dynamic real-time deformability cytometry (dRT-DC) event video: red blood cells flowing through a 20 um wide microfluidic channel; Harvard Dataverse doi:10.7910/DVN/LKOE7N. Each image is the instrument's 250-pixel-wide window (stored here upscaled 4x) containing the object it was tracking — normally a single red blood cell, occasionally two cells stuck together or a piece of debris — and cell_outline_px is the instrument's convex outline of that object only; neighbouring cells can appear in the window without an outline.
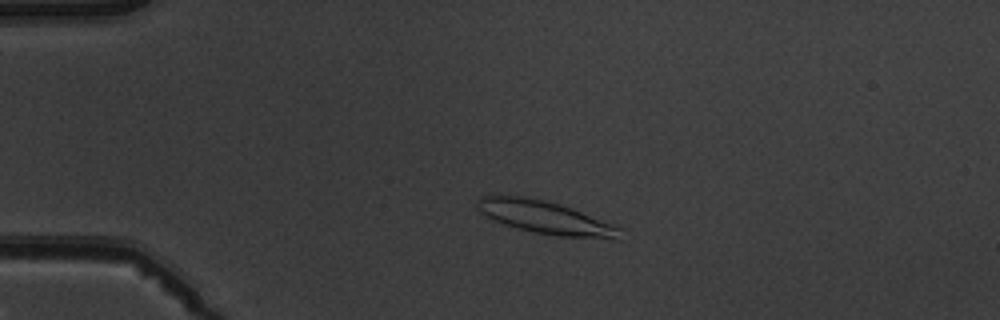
{"species": "common noctule bat (a hibernating species)", "species_latin": "Nyctalus noctula", "temperature_condition": "warm", "stored_images_in_passage": 3, "camera_frame_rate_fps": 3000, "um_per_image_px": 0.085, "animal": {"sex": "male", "body_mass_g": 19.5, "forearm_length_mm": 54.6}, "frame": {"image": 1, "passage_image": 2, "time_ms": 2.0, "image_size_px": [1000, 320], "cell_outline_px": [[620, 240], [616, 240], [556, 236], [536, 232], [504, 224], [480, 212], [476, 208], [476, 200], [480, 196], [492, 192], [496, 192], [524, 196], [544, 200], [560, 204], [572, 208], [612, 224], [620, 228]], "centroid_in_image_um": [46.29, 18.44], "position_along_channel_um": 38.7, "area_um2": 27.86}}